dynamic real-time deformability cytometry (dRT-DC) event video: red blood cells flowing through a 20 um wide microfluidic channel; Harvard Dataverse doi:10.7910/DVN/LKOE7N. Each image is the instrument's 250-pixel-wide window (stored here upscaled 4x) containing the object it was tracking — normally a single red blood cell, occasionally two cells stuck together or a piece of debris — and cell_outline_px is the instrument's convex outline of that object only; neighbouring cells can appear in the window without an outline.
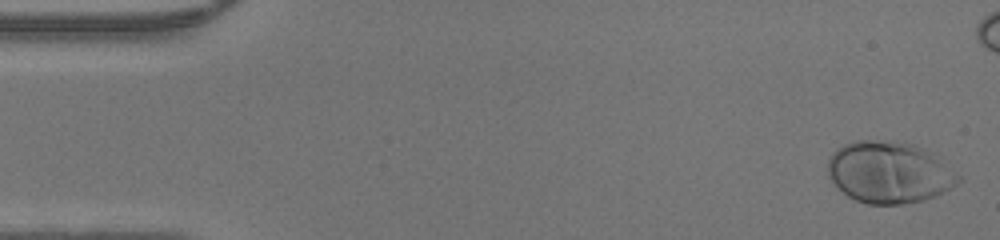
{"species": "human", "species_latin": "Homo sapiens", "temperature_condition": "warm", "stored_images_in_passage": 41, "camera_frame_rate_fps": 3000, "um_per_image_px": 0.085, "donor": {"sex": "male"}, "frame": {"image": 1, "passage_image": 1, "time_ms": 0.0, "image_size_px": [1000, 240], "cell_outline_px": [[964, 180], [936, 196], [904, 204], [868, 204], [856, 200], [848, 196], [828, 176], [828, 160], [832, 152], [844, 144], [856, 140], [892, 140], [912, 144], [924, 148], [960, 176]], "centroid_in_image_um": [75.57, 14.64], "position_along_channel_um": 9.4, "area_um2": 46.64}}
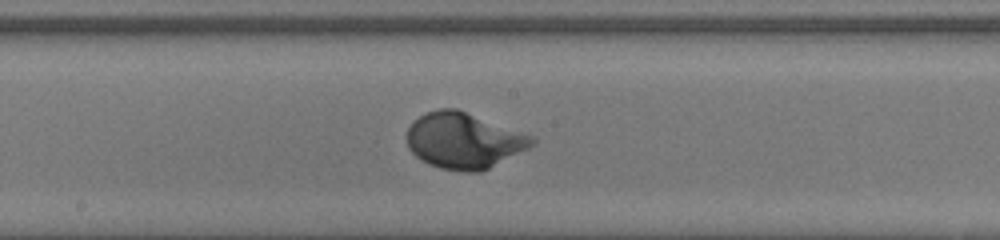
{"frame": {"image": 2, "passage_image": 24, "time_ms": 7.667, "image_size_px": [1000, 240], "cell_outline_px": [[536, 144], [480, 172], [464, 172], [440, 168], [428, 164], [420, 160], [408, 148], [408, 128], [420, 116], [428, 112], [440, 108], [456, 108], [532, 136], [536, 140]], "centroid_in_image_um": [39.41, 11.96], "position_along_channel_um": 208.8, "area_um2": 40.23}}
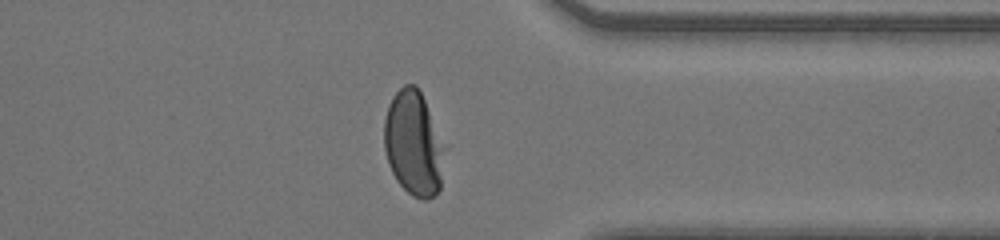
{"frame": {"image": 3, "passage_image": 36, "time_ms": 11.667, "image_size_px": [1000, 240], "cell_outline_px": [[448, 144], [440, 188], [428, 200], [424, 200], [412, 196], [396, 180], [388, 164], [384, 148], [384, 120], [388, 104], [392, 96], [404, 84], [416, 84]], "centroid_in_image_um": [35.2, 12.18], "position_along_channel_um": 376.2, "area_um2": 37.97}}